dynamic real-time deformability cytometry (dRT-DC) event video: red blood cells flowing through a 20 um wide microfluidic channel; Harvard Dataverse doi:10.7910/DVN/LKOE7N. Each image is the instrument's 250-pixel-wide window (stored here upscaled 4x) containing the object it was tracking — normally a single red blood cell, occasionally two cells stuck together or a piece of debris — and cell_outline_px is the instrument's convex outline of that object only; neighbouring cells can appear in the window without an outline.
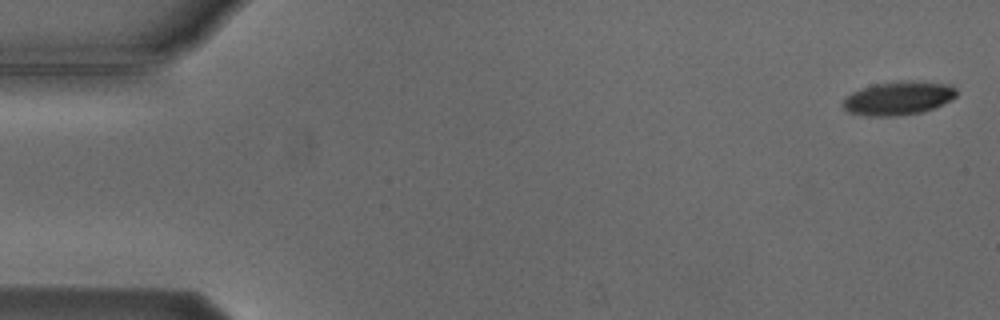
{"species": "Egyptian fruit bat (a non-hibernating species)", "species_latin": "Rousettus aegyptiacus", "temperature_condition": "cold", "stored_images_in_passage": 5, "camera_frame_rate_fps": 3000, "um_per_image_px": 0.085, "animal": {"sex": "male"}, "frame": {"image": 1, "passage_image": 1, "time_ms": 0.0, "image_size_px": [1000, 320], "cell_outline_px": [[956, 96], [952, 100], [932, 108], [920, 112], [896, 116], [864, 116], [848, 112], [844, 108], [844, 100], [852, 92], [876, 84], [900, 80], [912, 80], [952, 84], [956, 88]], "centroid_in_image_um": [76.4, 8.33], "position_along_channel_um": 8.6, "area_um2": 22.2}}
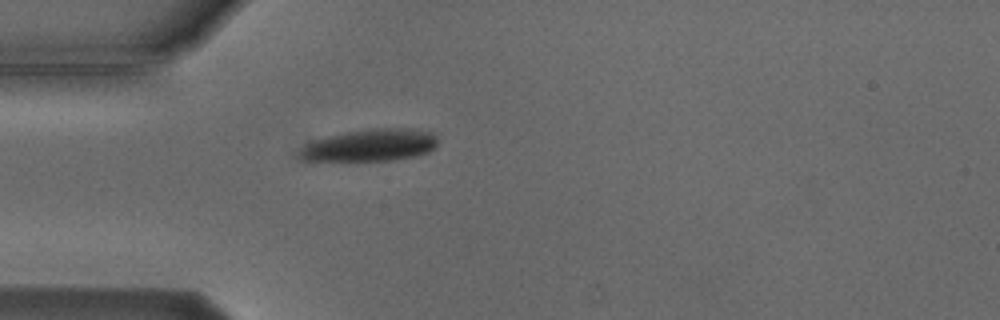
{"frame": {"image": 2, "passage_image": 5, "time_ms": 4.667, "image_size_px": [1000, 320], "cell_outline_px": [[436, 148], [428, 152], [416, 156], [392, 160], [300, 160], [296, 156], [300, 148], [304, 144], [312, 140], [328, 136], [348, 132], [372, 128], [412, 128], [436, 132]], "centroid_in_image_um": [31.47, 12.33], "position_along_channel_um": 53.5, "area_um2": 26.13}}